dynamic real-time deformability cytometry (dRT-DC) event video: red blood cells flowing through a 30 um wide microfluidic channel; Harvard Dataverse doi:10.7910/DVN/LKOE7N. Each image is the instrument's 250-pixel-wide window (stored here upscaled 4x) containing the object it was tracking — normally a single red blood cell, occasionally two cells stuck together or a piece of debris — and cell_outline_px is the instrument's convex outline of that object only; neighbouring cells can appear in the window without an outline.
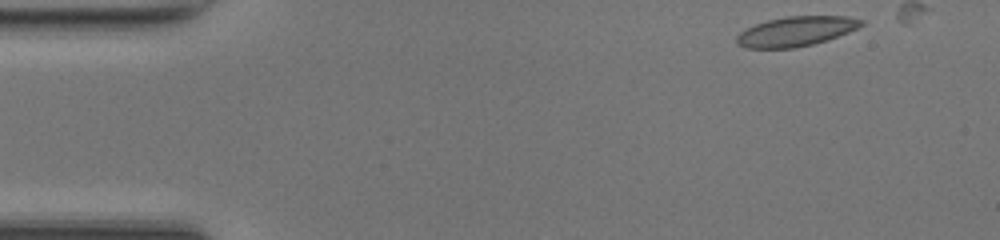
{"species": "common noctule bat (a hibernating species)", "species_latin": "Nyctalus noctula", "temperature_condition": "room temperature", "stored_images_in_passage": 36, "camera_frame_rate_fps": 3000, "um_per_image_px": 0.085, "animal": {"sex": "female", "body_mass_g": 17.0, "forearm_length_mm": 48.0}, "frame": {"image": 1, "passage_image": 1, "time_ms": 0.0, "image_size_px": [1000, 240], "cell_outline_px": [[864, 24], [848, 32], [828, 40], [796, 48], [744, 48], [736, 44], [736, 36], [740, 32], [756, 24], [768, 20], [788, 16], [848, 16], [864, 20]], "centroid_in_image_um": [67.65, 2.67], "position_along_channel_um": 17.3, "area_um2": 21.56}}
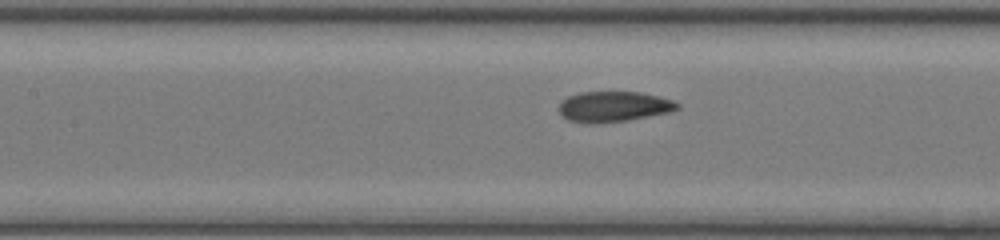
{"frame": {"image": 2, "passage_image": 18, "time_ms": 5.667, "image_size_px": [1000, 240], "cell_outline_px": [[680, 108], [672, 112], [628, 120], [596, 124], [568, 120], [560, 116], [560, 104], [568, 96], [580, 92], [640, 92], [660, 96], [672, 100], [680, 104]], "centroid_in_image_um": [52.2, 9.06], "position_along_channel_um": 155.2, "area_um2": 21.15}}
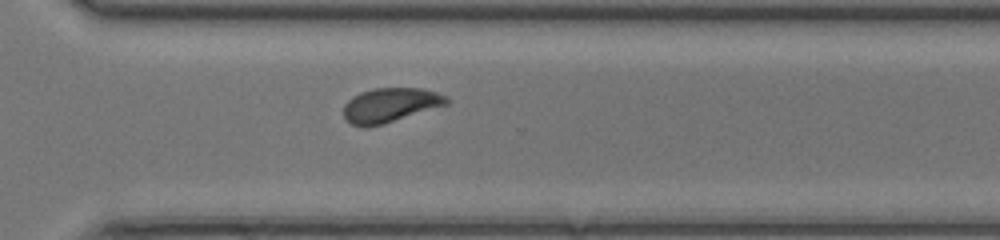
{"frame": {"image": 3, "passage_image": 31, "time_ms": 10.0, "image_size_px": [1000, 240], "cell_outline_px": [[448, 104], [384, 124], [364, 128], [352, 124], [344, 116], [344, 104], [352, 96], [360, 92], [372, 88], [420, 88], [436, 92], [448, 96]], "centroid_in_image_um": [33.15, 8.93], "position_along_channel_um": 337.4, "area_um2": 20.69}}